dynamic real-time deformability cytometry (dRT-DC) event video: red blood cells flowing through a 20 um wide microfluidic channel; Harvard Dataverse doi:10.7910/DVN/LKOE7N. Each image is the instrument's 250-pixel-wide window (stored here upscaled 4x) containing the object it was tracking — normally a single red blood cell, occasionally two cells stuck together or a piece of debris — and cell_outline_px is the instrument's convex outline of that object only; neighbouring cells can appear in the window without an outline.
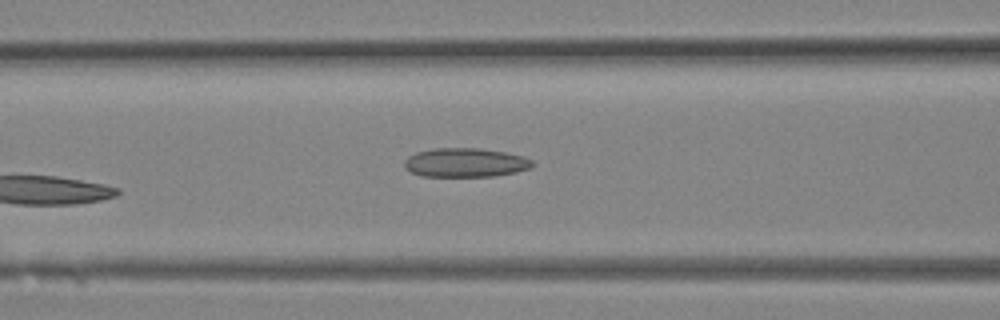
{"species": "Egyptian fruit bat (a non-hibernating species)", "species_latin": "Rousettus aegyptiacus", "temperature_condition": "room temperature", "stored_images_in_passage": 5, "camera_frame_rate_fps": 3000, "um_per_image_px": 0.085, "animal": {"sex": "female"}, "frame": {"image": 1, "passage_image": 5, "time_ms": 1.333, "image_size_px": [1000, 320], "cell_outline_px": [[536, 164], [528, 168], [516, 172], [496, 176], [420, 176], [404, 168], [404, 160], [408, 156], [416, 152], [432, 148], [480, 148], [504, 152], [524, 156], [532, 160]], "centroid_in_image_um": [39.54, 13.81], "position_along_channel_um": 127.1, "area_um2": 21.79}}